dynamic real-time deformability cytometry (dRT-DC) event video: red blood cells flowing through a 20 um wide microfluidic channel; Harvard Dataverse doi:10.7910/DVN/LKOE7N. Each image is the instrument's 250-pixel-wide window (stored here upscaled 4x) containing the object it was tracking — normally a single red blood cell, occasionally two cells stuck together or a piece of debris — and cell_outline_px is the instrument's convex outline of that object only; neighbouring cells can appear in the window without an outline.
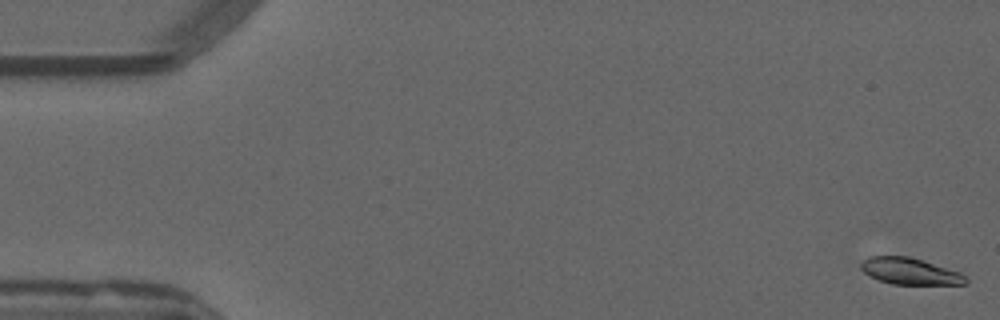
{"species": "common noctule bat (a hibernating species)", "species_latin": "Nyctalus noctula", "temperature_condition": "warm", "stored_images_in_passage": 54, "camera_frame_rate_fps": 3000, "um_per_image_px": 0.085, "animal": {"sex": "male", "forearm_length_mm": 52.5}, "frame": {"image": 1, "passage_image": 1, "time_ms": 0.0, "image_size_px": [1000, 320], "cell_outline_px": [[968, 284], [892, 284], [868, 276], [860, 268], [860, 264], [864, 260], [872, 256], [908, 256], [960, 272], [968, 280]], "centroid_in_image_um": [77.33, 23.06], "position_along_channel_um": 7.7, "area_um2": 16.01}}
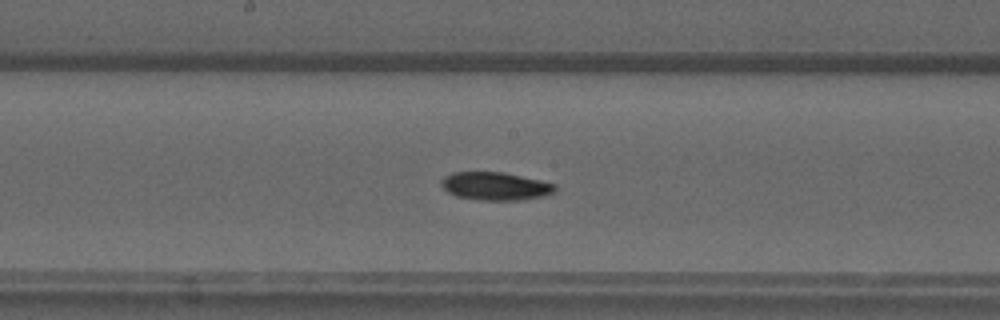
{"frame": {"image": 2, "passage_image": 28, "time_ms": 9.0, "image_size_px": [1000, 320], "cell_outline_px": [[556, 192], [548, 196], [524, 200], [480, 200], [456, 196], [448, 192], [440, 184], [440, 180], [444, 176], [452, 172], [504, 172], [540, 180], [556, 184]], "centroid_in_image_um": [42.14, 15.83], "position_along_channel_um": 206.1, "area_um2": 18.9}}
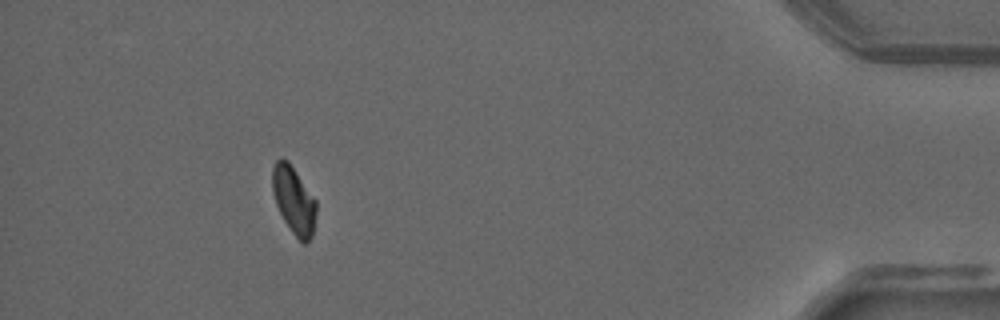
{"frame": {"image": 3, "passage_image": 49, "time_ms": 16.0, "image_size_px": [1000, 320], "cell_outline_px": [[316, 212], [312, 236], [304, 244], [292, 232], [284, 220], [276, 204], [272, 192], [272, 168], [276, 160], [280, 156], [288, 160], [316, 200]], "centroid_in_image_um": [24.95, 16.97], "position_along_channel_um": 410.2, "area_um2": 17.17}, "authors_computed_cell_mechanics": {"area_um2": 17.9758, "velocity_mm_per_s": 3.7958, "shape_relaxation_time_tau1_ms": 10.9359, "shape_relaxation_time_tau2_ms": null, "deformation_change_tau1": 0.2415, "deformation_change_tau2": null}}